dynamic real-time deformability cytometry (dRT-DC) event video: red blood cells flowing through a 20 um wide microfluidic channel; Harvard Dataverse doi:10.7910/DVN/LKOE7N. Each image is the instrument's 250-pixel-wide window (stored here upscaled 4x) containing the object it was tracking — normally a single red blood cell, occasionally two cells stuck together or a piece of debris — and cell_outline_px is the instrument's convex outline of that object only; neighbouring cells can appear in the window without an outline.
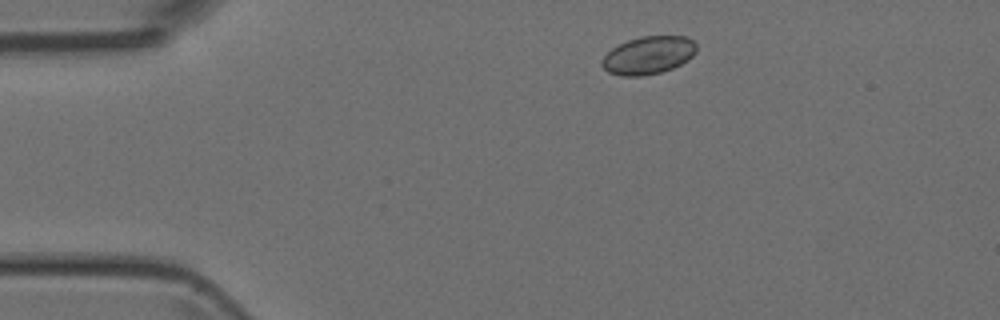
{"species": "Egyptian fruit bat (a non-hibernating species)", "species_latin": "Rousettus aegyptiacus", "temperature_condition": "room temperature", "stored_images_in_passage": 3, "camera_frame_rate_fps": 3000, "um_per_image_px": 0.085, "animal": {"sex": "female"}, "frame": {"image": 1, "passage_image": 2, "time_ms": 1.0, "image_size_px": [1000, 320], "cell_outline_px": [[696, 52], [688, 60], [672, 68], [660, 72], [640, 76], [620, 76], [608, 72], [600, 64], [600, 60], [612, 48], [628, 40], [640, 36], [684, 36], [692, 40], [696, 44]], "centroid_in_image_um": [55.09, 4.7], "position_along_channel_um": 29.9, "area_um2": 20.81}}